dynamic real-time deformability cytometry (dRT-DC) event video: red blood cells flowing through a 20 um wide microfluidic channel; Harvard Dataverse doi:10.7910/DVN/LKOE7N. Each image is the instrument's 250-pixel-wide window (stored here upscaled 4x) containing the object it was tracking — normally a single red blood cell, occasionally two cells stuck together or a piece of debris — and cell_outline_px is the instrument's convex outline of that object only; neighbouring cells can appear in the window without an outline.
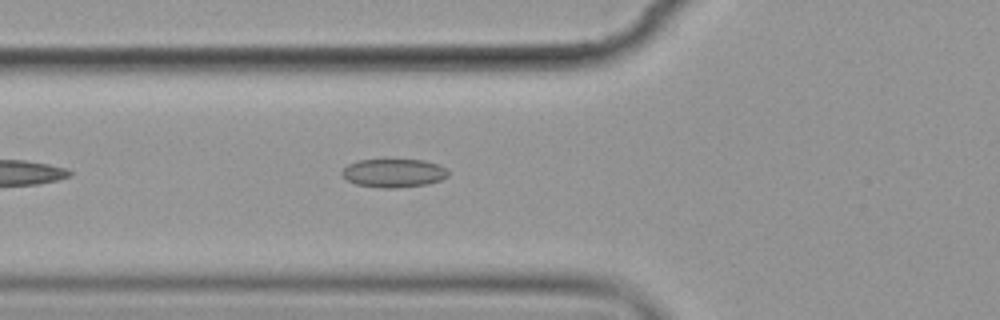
{"species": "common noctule bat (a hibernating species)", "species_latin": "Nyctalus noctula", "temperature_condition": "cold", "stored_images_in_passage": 4, "camera_frame_rate_fps": 3000, "um_per_image_px": 0.085, "animal": {"sex": "female", "body_mass_g": 19.9}, "frame": {"image": 1, "passage_image": 4, "time_ms": 3.667, "image_size_px": [1000, 320], "cell_outline_px": [[448, 176], [440, 180], [428, 184], [396, 188], [380, 188], [356, 184], [348, 180], [340, 172], [348, 164], [356, 160], [424, 160], [436, 164], [444, 168], [448, 172]], "centroid_in_image_um": [33.44, 14.71], "position_along_channel_um": 92.4, "area_um2": 17.51}}